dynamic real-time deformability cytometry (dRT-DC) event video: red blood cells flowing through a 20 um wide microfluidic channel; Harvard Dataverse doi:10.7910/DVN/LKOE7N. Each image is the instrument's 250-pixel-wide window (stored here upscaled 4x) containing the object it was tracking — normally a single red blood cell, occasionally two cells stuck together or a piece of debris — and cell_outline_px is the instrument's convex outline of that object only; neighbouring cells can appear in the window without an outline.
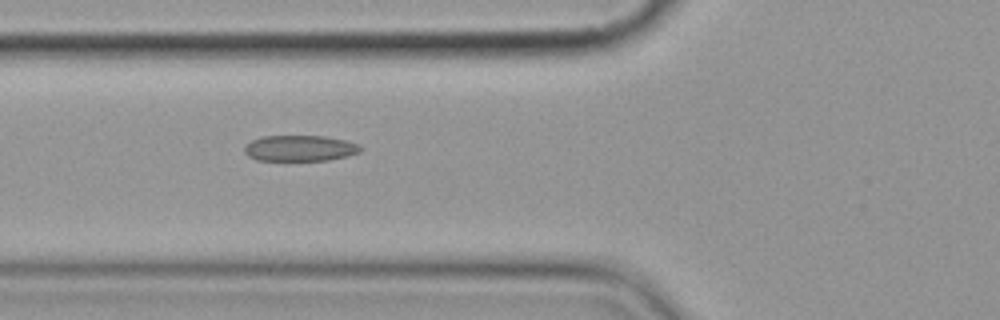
{"species": "common noctule bat (a hibernating species)", "species_latin": "Nyctalus noctula", "temperature_condition": "cold", "stored_images_in_passage": 3, "camera_frame_rate_fps": 3000, "um_per_image_px": 0.085, "animal": {"sex": "female", "body_mass_g": 19.9}, "frame": {"image": 1, "passage_image": 3, "time_ms": 2.333, "image_size_px": [1000, 320], "cell_outline_px": [[364, 148], [360, 152], [348, 156], [328, 160], [256, 160], [248, 156], [244, 152], [244, 144], [252, 140], [264, 136], [324, 136], [344, 140], [360, 144]], "centroid_in_image_um": [25.5, 12.6], "position_along_channel_um": 100.3, "area_um2": 17.63}}